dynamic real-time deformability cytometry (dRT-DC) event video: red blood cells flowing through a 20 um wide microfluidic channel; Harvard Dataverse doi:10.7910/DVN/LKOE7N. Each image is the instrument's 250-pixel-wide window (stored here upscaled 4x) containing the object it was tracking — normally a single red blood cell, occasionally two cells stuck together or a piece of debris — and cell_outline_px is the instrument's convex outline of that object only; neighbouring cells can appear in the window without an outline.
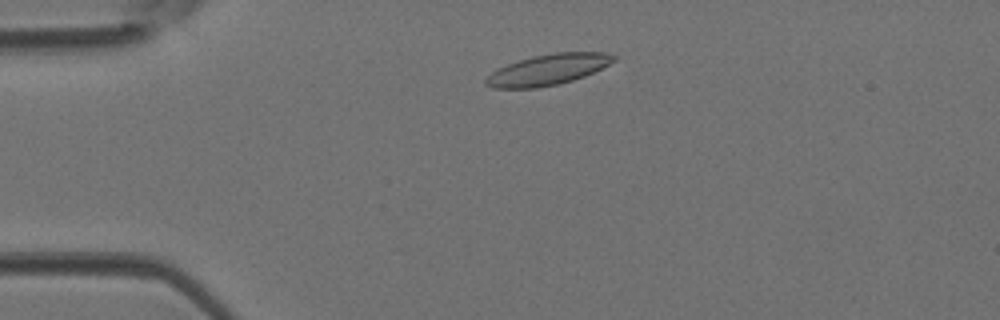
{"species": "Egyptian fruit bat (a non-hibernating species)", "species_latin": "Rousettus aegyptiacus", "temperature_condition": "room temperature", "stored_images_in_passage": 13, "camera_frame_rate_fps": 3000, "um_per_image_px": 0.085, "animal": {"sex": "female"}, "frame": {"image": 1, "passage_image": 3, "time_ms": 0.667, "image_size_px": [1000, 320], "cell_outline_px": [[616, 60], [584, 76], [560, 84], [536, 88], [492, 88], [484, 84], [484, 80], [492, 72], [508, 64], [532, 56], [556, 52], [608, 52], [616, 56]], "centroid_in_image_um": [46.57, 5.92], "position_along_channel_um": 38.4, "area_um2": 22.77}}
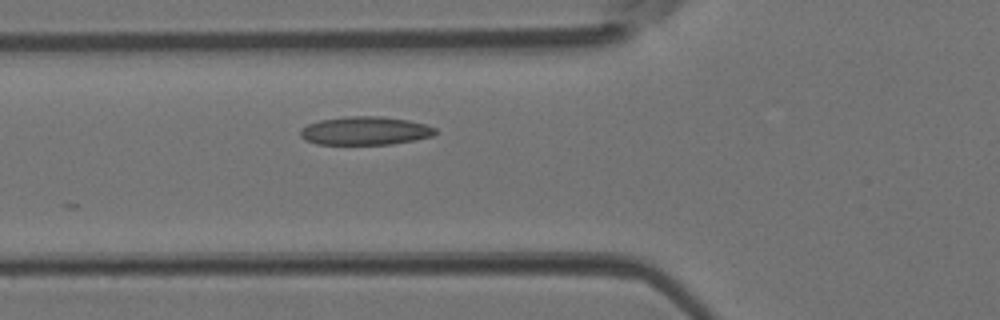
{"frame": {"image": 2, "passage_image": 9, "time_ms": 2.667, "image_size_px": [1000, 320], "cell_outline_px": [[436, 132], [432, 136], [392, 144], [316, 144], [304, 140], [300, 136], [300, 128], [308, 124], [320, 120], [352, 116], [380, 116], [408, 120], [424, 124], [436, 128]], "centroid_in_image_um": [31.0, 11.12], "position_along_channel_um": 94.8, "area_um2": 22.2}}
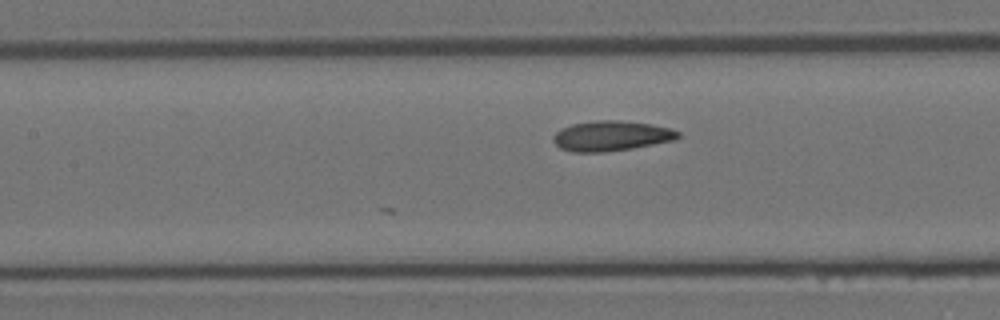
{"frame": {"image": 3, "passage_image": 13, "time_ms": 4.0, "image_size_px": [1000, 320], "cell_outline_px": [[680, 136], [676, 140], [632, 148], [604, 152], [572, 152], [560, 148], [552, 140], [552, 136], [556, 132], [572, 124], [596, 120], [620, 120], [652, 124], [668, 128], [680, 132]], "centroid_in_image_um": [51.96, 11.55], "position_along_channel_um": 155.4, "area_um2": 21.91}}